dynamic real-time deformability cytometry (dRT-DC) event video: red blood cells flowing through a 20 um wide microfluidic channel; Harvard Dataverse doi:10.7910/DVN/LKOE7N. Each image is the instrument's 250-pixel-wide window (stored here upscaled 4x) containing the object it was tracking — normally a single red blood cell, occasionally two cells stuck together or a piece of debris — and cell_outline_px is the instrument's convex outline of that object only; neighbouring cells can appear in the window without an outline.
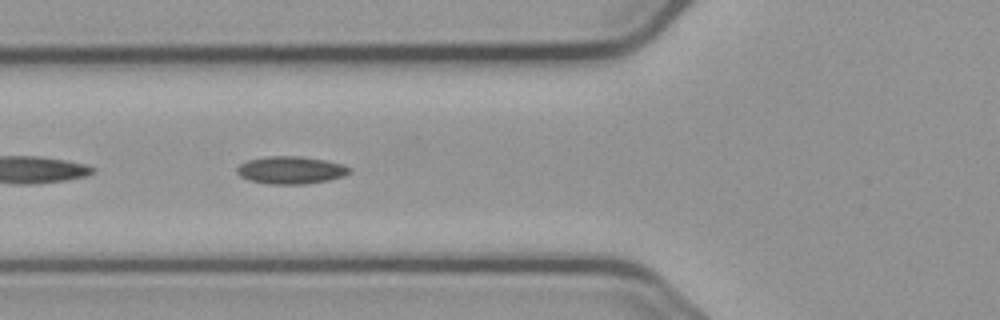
{"species": "common noctule bat (a hibernating species)", "species_latin": "Nyctalus noctula", "temperature_condition": "cold", "stored_images_in_passage": 40, "camera_frame_rate_fps": 3000, "um_per_image_px": 0.085, "animal": {"sex": "male", "body_mass_g": 23.1, "forearm_length_mm": 52.7}, "frame": {"image": 1, "passage_image": 4, "time_ms": 1.0, "image_size_px": [1000, 320], "cell_outline_px": [[352, 172], [344, 176], [328, 180], [308, 184], [268, 184], [248, 180], [240, 176], [236, 172], [236, 168], [240, 164], [248, 160], [268, 156], [300, 156], [324, 160], [344, 164], [352, 168]], "centroid_in_image_um": [24.74, 14.46], "position_along_channel_um": 101.1, "area_um2": 18.26}}
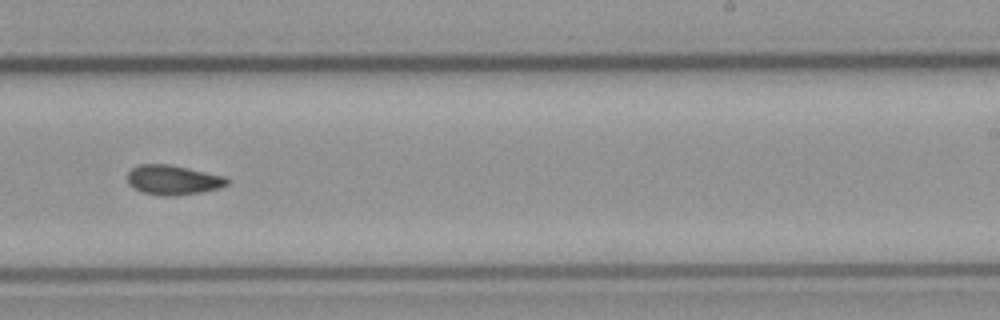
{"frame": {"image": 2, "passage_image": 18, "time_ms": 5.667, "image_size_px": [1000, 320], "cell_outline_px": [[228, 184], [220, 188], [200, 192], [168, 196], [160, 196], [144, 192], [128, 184], [128, 172], [132, 168], [140, 164], [168, 164], [188, 168], [224, 176], [228, 180]], "centroid_in_image_um": [14.7, 15.29], "position_along_channel_um": 274.3, "area_um2": 16.99}}
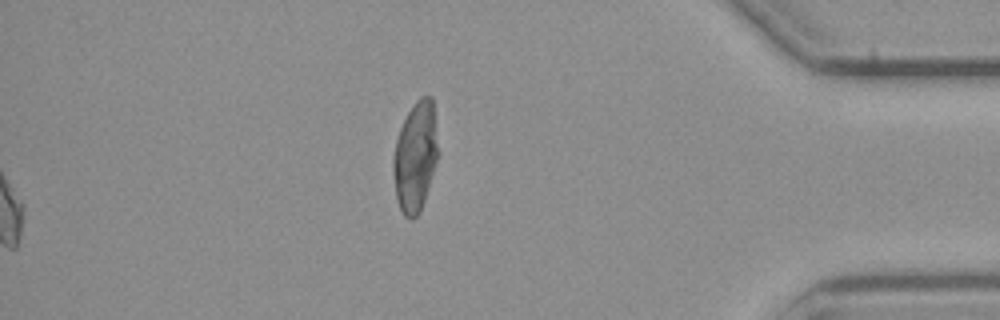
{"frame": {"image": 3, "passage_image": 40, "time_ms": 13.0, "image_size_px": [1000, 320], "cell_outline_px": [[440, 152], [420, 212], [412, 220], [408, 220], [404, 216], [400, 208], [396, 196], [392, 172], [392, 156], [396, 140], [400, 128], [408, 112], [416, 100], [420, 96], [432, 96]], "centroid_in_image_um": [35.31, 13.31], "position_along_channel_um": 399.9, "area_um2": 29.19}, "authors_computed_cell_mechanics": {"area_um2": 16.9354, "velocity_mm_per_s": 3.7101, "shape_relaxation_time_tau1_ms": null, "shape_relaxation_time_tau2_ms": 5.3145, "deformation_change_tau1": null, "deformation_change_tau2": 0.1089}}